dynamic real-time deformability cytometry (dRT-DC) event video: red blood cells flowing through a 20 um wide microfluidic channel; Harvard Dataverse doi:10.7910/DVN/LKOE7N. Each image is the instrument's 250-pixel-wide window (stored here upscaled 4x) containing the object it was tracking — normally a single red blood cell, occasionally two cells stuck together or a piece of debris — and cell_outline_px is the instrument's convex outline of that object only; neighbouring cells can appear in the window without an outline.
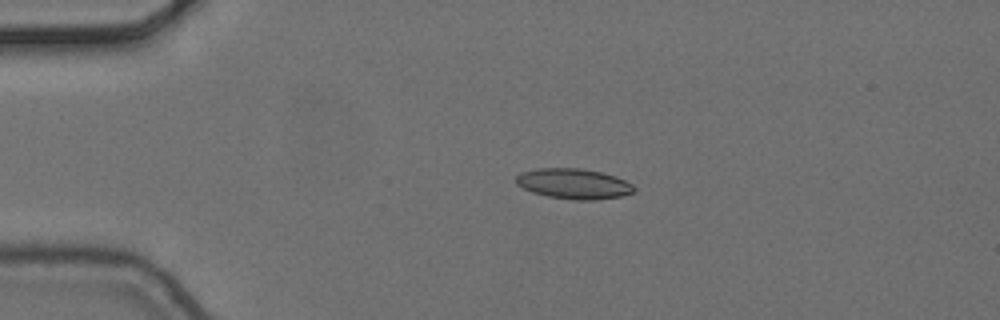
{"species": "common noctule bat (a hibernating species)", "species_latin": "Nyctalus noctula", "temperature_condition": "cold", "stored_images_in_passage": 5, "camera_frame_rate_fps": 3000, "um_per_image_px": 0.085, "animal": {"sex": "female", "body_mass_g": 24.6, "forearm_length_mm": 56.2}, "frame": {"image": 1, "passage_image": 4, "time_ms": 1.0, "image_size_px": [1000, 320], "cell_outline_px": [[636, 188], [632, 192], [624, 196], [596, 200], [572, 200], [548, 196], [532, 192], [516, 184], [516, 176], [520, 172], [536, 168], [580, 168], [600, 172], [616, 176], [632, 184]], "centroid_in_image_um": [48.76, 15.62], "position_along_channel_um": 36.2, "area_um2": 20.98}}